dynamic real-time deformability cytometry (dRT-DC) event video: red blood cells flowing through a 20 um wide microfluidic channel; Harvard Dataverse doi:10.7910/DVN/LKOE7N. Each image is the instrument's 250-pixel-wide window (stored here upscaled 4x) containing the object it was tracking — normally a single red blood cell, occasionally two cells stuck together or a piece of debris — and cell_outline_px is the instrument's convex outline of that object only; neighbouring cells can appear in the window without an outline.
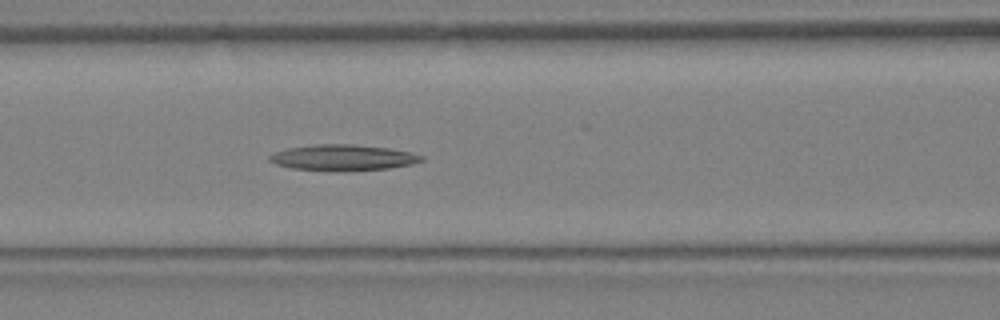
{"species": "Egyptian fruit bat (a non-hibernating species)", "species_latin": "Rousettus aegyptiacus", "temperature_condition": "warm", "stored_images_in_passage": 11, "camera_frame_rate_fps": 3000, "um_per_image_px": 0.085, "animal": {"sex": "female"}, "frame": {"image": 1, "passage_image": 11, "time_ms": 3.333, "image_size_px": [1000, 320], "cell_outline_px": [[424, 160], [412, 164], [388, 168], [292, 168], [276, 164], [268, 160], [268, 156], [284, 148], [312, 144], [352, 144], [388, 148], [412, 152], [424, 156]], "centroid_in_image_um": [29.15, 13.33], "position_along_channel_um": 137.4, "area_um2": 21.85}}